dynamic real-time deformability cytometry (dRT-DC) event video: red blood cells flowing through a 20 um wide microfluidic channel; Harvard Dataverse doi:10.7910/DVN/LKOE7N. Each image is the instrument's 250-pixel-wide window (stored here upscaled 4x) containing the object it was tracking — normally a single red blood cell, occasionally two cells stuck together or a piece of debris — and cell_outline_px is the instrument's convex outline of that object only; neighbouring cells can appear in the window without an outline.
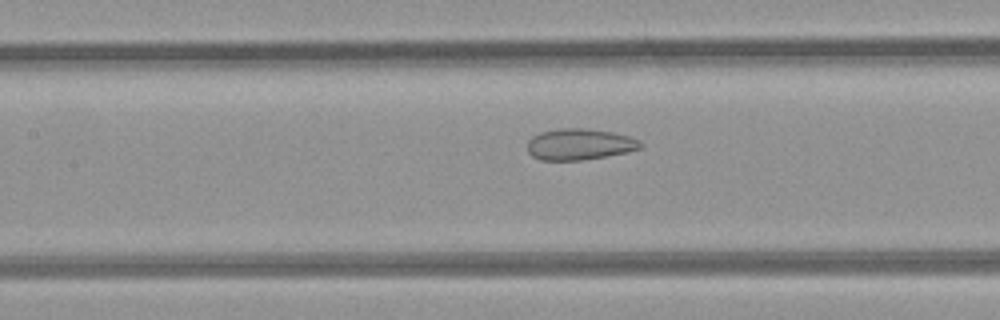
{"species": "common noctule bat (a hibernating species)", "species_latin": "Nyctalus noctula", "temperature_condition": "room temperature", "stored_images_in_passage": 17, "camera_frame_rate_fps": 3000, "um_per_image_px": 0.085, "animal": {"sex": "female", "body_mass_g": 21.9}, "frame": {"image": 1, "passage_image": 12, "time_ms": 3.667, "image_size_px": [1000, 320], "cell_outline_px": [[644, 144], [640, 148], [628, 152], [608, 156], [580, 160], [540, 160], [532, 156], [528, 152], [528, 140], [532, 136], [540, 132], [560, 128], [584, 128], [612, 132], [628, 136], [640, 140]], "centroid_in_image_um": [49.26, 12.26], "position_along_channel_um": 158.1, "area_um2": 20.69}}
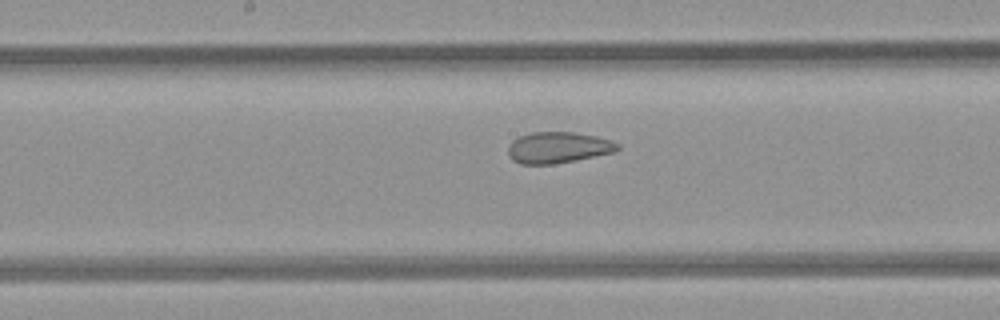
{"frame": {"image": 2, "passage_image": 15, "time_ms": 4.667, "image_size_px": [1000, 320], "cell_outline_px": [[620, 148], [616, 152], [576, 160], [552, 164], [520, 164], [512, 160], [508, 156], [508, 148], [512, 140], [520, 136], [532, 132], [572, 132], [596, 136], [612, 140], [620, 144]], "centroid_in_image_um": [47.46, 12.54], "position_along_channel_um": 200.7, "area_um2": 20.06}}